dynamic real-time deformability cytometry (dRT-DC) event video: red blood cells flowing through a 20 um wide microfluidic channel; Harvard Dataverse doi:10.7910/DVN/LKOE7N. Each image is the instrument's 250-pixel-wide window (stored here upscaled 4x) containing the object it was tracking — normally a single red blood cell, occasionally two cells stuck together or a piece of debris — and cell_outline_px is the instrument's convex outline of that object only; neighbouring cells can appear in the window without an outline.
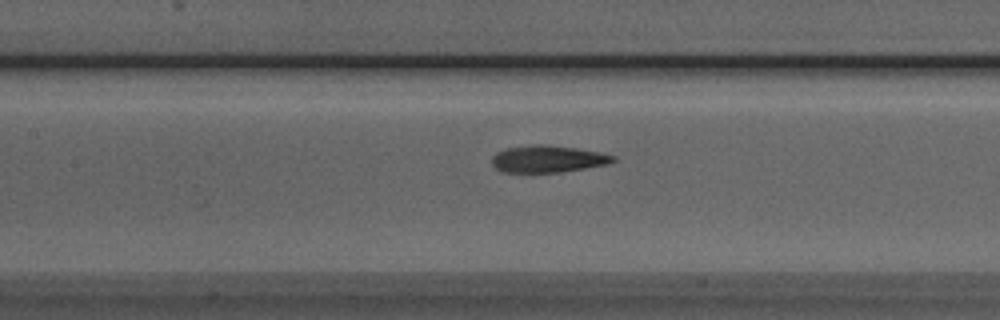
{"species": "Egyptian fruit bat (a non-hibernating species)", "species_latin": "Rousettus aegyptiacus", "temperature_condition": "room temperature", "stored_images_in_passage": 32, "camera_frame_rate_fps": 3000, "um_per_image_px": 0.085, "animal": {"sex": "male"}, "frame": {"image": 1, "passage_image": 17, "time_ms": 5.333, "image_size_px": [1000, 320], "cell_outline_px": [[616, 160], [608, 164], [560, 172], [504, 172], [496, 168], [492, 164], [492, 156], [496, 152], [504, 148], [536, 144], [544, 144], [576, 148], [600, 152], [616, 156]], "centroid_in_image_um": [46.55, 13.5], "position_along_channel_um": 160.8, "area_um2": 19.07}}
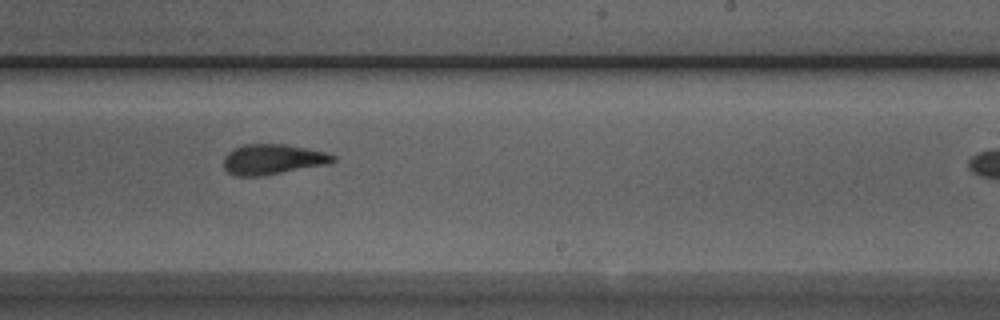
{"frame": {"image": 2, "passage_image": 25, "time_ms": 8.0, "image_size_px": [1000, 320], "cell_outline_px": [[336, 160], [328, 164], [264, 176], [236, 176], [228, 172], [224, 168], [224, 156], [232, 148], [244, 144], [284, 144], [324, 152], [336, 156]], "centroid_in_image_um": [23.15, 13.55], "position_along_channel_um": 265.9, "area_um2": 19.36}}
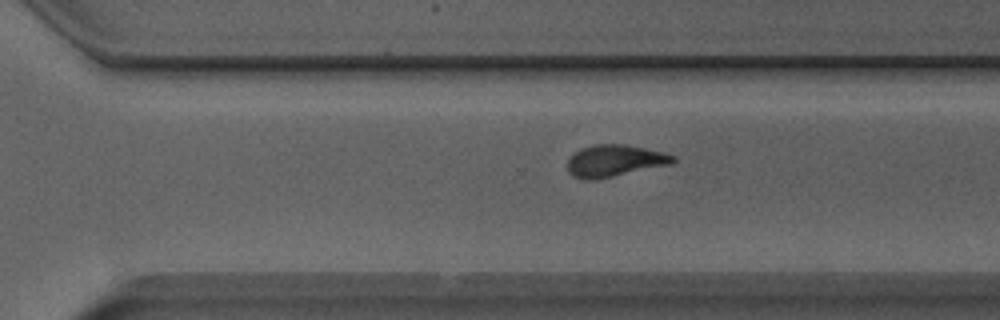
{"frame": {"image": 3, "passage_image": 29, "time_ms": 9.333, "image_size_px": [1000, 320], "cell_outline_px": [[676, 160], [672, 164], [612, 176], [588, 180], [584, 180], [572, 176], [568, 172], [568, 160], [580, 148], [596, 144], [624, 144], [664, 152], [676, 156]], "centroid_in_image_um": [52.26, 13.66], "position_along_channel_um": 318.3, "area_um2": 19.42}}